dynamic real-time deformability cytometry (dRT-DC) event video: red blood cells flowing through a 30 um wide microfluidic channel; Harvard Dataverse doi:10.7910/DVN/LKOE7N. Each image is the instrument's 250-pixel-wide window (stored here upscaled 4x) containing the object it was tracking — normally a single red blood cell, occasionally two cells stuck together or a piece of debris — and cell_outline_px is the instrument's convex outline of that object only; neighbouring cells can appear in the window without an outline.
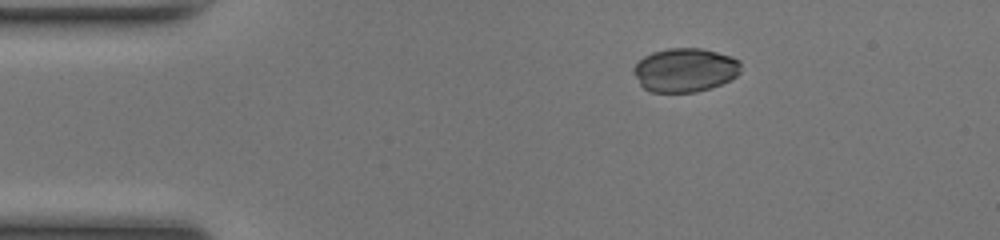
{"species": "common noctule bat (a hibernating species)", "species_latin": "Nyctalus noctula", "temperature_condition": "room temperature", "stored_images_in_passage": 42, "camera_frame_rate_fps": 3000, "um_per_image_px": 0.085, "animal": {"sex": "female", "body_mass_g": 17.0, "forearm_length_mm": 48.0}, "frame": {"image": 1, "passage_image": 1, "time_ms": 0.0, "image_size_px": [1000, 240], "cell_outline_px": [[740, 72], [736, 76], [720, 84], [696, 92], [652, 92], [644, 88], [640, 84], [632, 72], [632, 68], [644, 56], [652, 52], [668, 48], [700, 48], [732, 56], [740, 60]], "centroid_in_image_um": [58.2, 5.94], "position_along_channel_um": 26.8, "area_um2": 27.34}}
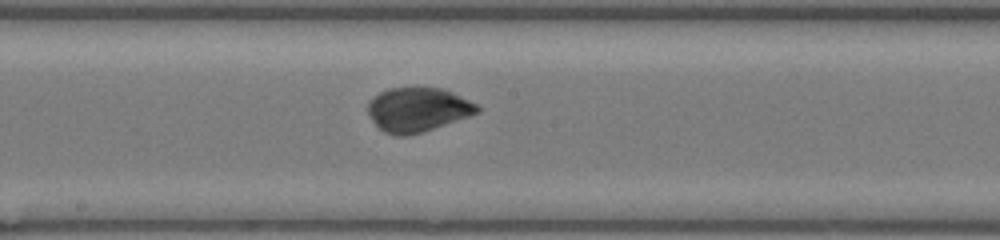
{"frame": {"image": 2, "passage_image": 19, "time_ms": 6.0, "image_size_px": [1000, 240], "cell_outline_px": [[480, 112], [420, 132], [404, 136], [396, 136], [384, 132], [368, 116], [368, 100], [372, 96], [388, 88], [444, 88], [480, 104]], "centroid_in_image_um": [35.5, 9.29], "position_along_channel_um": 212.7, "area_um2": 28.15}}
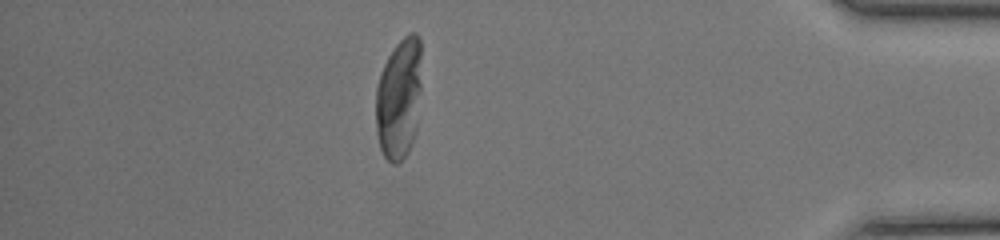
{"frame": {"image": 3, "passage_image": 36, "time_ms": 11.667, "image_size_px": [1000, 240], "cell_outline_px": [[420, 92], [416, 128], [408, 152], [404, 160], [396, 164], [392, 164], [384, 156], [380, 148], [376, 132], [376, 88], [380, 72], [388, 56], [396, 44], [408, 32], [416, 32], [420, 36]], "centroid_in_image_um": [33.9, 8.38], "position_along_channel_um": 401.3, "area_um2": 32.54}, "authors_computed_cell_mechanics": {"area_um2": 28.7555, "velocity_mm_per_s": 4.1446, "shape_relaxation_time_tau1_ms": 7.9528, "shape_relaxation_time_tau2_ms": null, "deformation_change_tau1": 0.2497, "deformation_change_tau2": null}}